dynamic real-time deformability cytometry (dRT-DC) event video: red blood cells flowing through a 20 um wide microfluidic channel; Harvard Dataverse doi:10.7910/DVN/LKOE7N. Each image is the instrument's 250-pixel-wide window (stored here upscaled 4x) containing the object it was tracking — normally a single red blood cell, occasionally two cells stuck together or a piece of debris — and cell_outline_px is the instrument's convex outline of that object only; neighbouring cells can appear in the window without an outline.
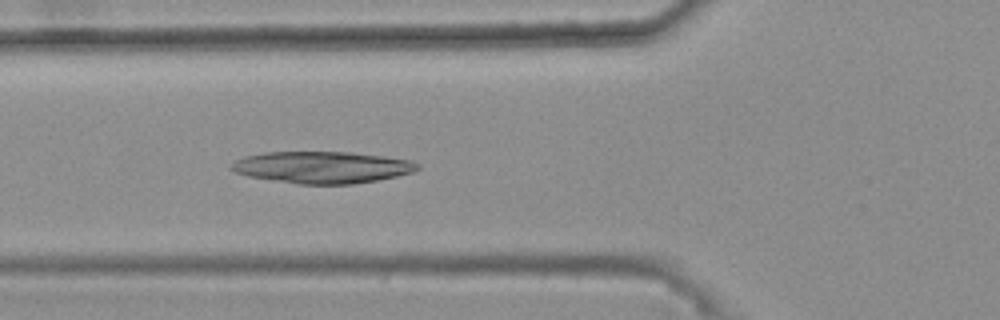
{"species": "common noctule bat (a hibernating species)", "species_latin": "Nyctalus noctula", "temperature_condition": "warm", "stored_images_in_passage": 46, "camera_frame_rate_fps": 3000, "um_per_image_px": 0.085, "animal": {"sex": "female", "body_mass_g": 25.1}, "frame": {"image": 1, "passage_image": 19, "time_ms": 6.0, "image_size_px": [1000, 320], "cell_outline_px": [[420, 168], [412, 172], [396, 176], [376, 180], [352, 184], [300, 184], [248, 176], [236, 172], [232, 168], [232, 164], [236, 160], [244, 156], [264, 152], [348, 152], [412, 160], [420, 164]], "centroid_in_image_um": [27.4, 14.21], "position_along_channel_um": 98.4, "area_um2": 34.16}}
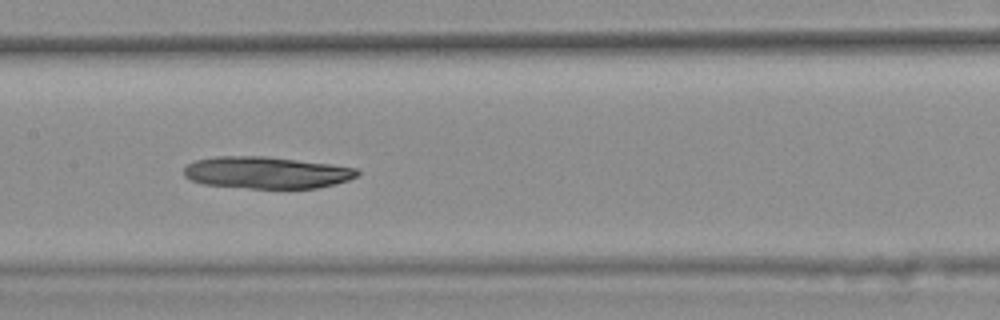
{"frame": {"image": 2, "passage_image": 26, "time_ms": 8.333, "image_size_px": [1000, 320], "cell_outline_px": [[360, 172], [356, 176], [348, 180], [336, 184], [316, 188], [248, 188], [204, 184], [192, 180], [184, 176], [184, 168], [188, 164], [196, 160], [216, 156], [268, 156], [332, 164], [356, 168]], "centroid_in_image_um": [22.66, 14.66], "position_along_channel_um": 184.7, "area_um2": 32.25}}
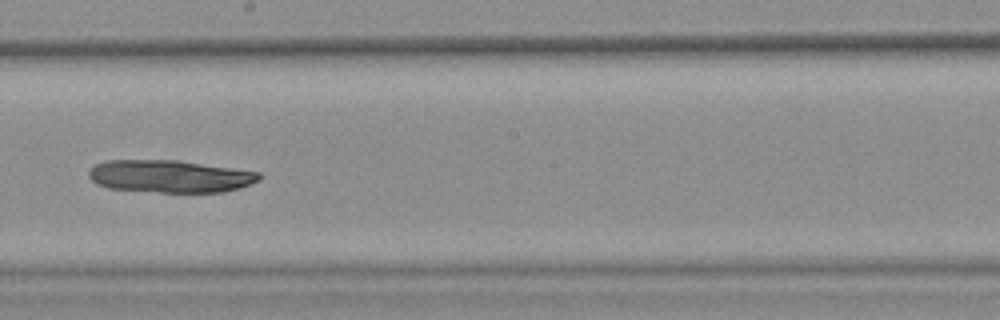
{"frame": {"image": 3, "passage_image": 30, "time_ms": 9.667, "image_size_px": [1000, 320], "cell_outline_px": [[260, 180], [240, 188], [224, 192], [160, 192], [108, 188], [96, 184], [88, 176], [88, 172], [96, 164], [108, 160], [176, 160], [260, 172]], "centroid_in_image_um": [14.44, 14.99], "position_along_channel_um": 233.8, "area_um2": 32.14}}